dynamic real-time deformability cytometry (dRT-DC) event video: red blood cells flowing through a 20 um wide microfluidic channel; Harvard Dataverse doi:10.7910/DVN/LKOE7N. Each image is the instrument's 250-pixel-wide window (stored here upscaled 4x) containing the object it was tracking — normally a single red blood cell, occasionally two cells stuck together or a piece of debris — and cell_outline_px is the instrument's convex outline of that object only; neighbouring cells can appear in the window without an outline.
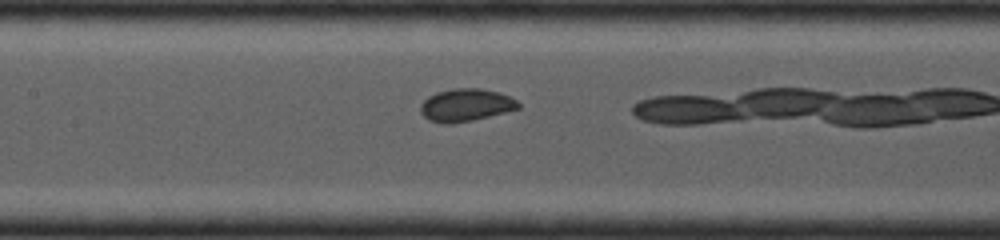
{"species": "common noctule bat (a hibernating species)", "species_latin": "Nyctalus noctula", "temperature_condition": "cold", "stored_images_in_passage": 6, "camera_frame_rate_fps": 4000, "um_per_image_px": 0.085, "animal": {"sex": "female", "body_mass_g": 19.0, "forearm_length_mm": 53.3}, "frame": {"image": 1, "passage_image": 5, "time_ms": 2.5, "image_size_px": [1000, 240], "cell_outline_px": [[520, 108], [472, 120], [452, 124], [444, 124], [428, 120], [420, 112], [420, 104], [428, 96], [436, 92], [452, 88], [480, 88], [500, 92], [516, 100], [520, 104]], "centroid_in_image_um": [39.56, 8.92], "position_along_channel_um": 167.8, "area_um2": 18.67}}